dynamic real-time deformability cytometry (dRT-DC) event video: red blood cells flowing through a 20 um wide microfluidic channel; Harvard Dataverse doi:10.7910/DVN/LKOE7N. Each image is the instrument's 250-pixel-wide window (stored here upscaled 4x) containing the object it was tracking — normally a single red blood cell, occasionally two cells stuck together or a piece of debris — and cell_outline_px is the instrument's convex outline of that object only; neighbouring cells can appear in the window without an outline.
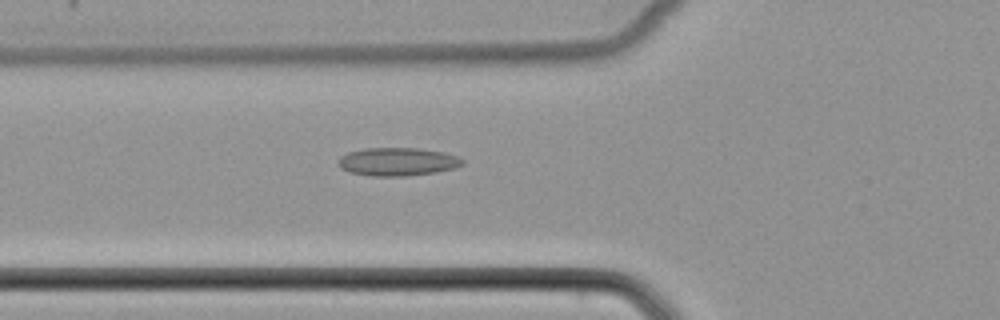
{"species": "common noctule bat (a hibernating species)", "species_latin": "Nyctalus noctula", "temperature_condition": "cold", "stored_images_in_passage": 51, "camera_frame_rate_fps": 3000, "um_per_image_px": 0.085, "animal": {"sex": "female", "body_mass_g": 22.7, "forearm_length_mm": 54.2}, "frame": {"image": 1, "passage_image": 19, "time_ms": 6.0, "image_size_px": [1000, 320], "cell_outline_px": [[464, 164], [456, 168], [436, 172], [404, 176], [372, 176], [348, 172], [340, 168], [336, 164], [340, 156], [348, 152], [364, 148], [420, 148], [444, 152], [456, 156], [464, 160]], "centroid_in_image_um": [33.77, 13.74], "position_along_channel_um": 92.0, "area_um2": 20.63}}
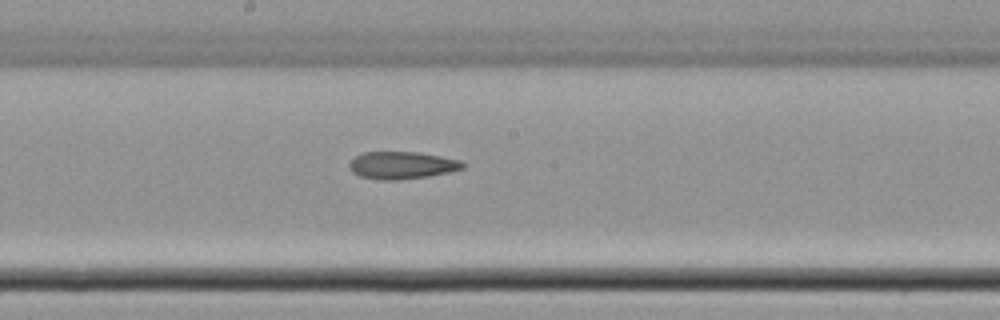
{"frame": {"image": 2, "passage_image": 28, "time_ms": 9.0, "image_size_px": [1000, 320], "cell_outline_px": [[464, 168], [448, 172], [428, 176], [396, 180], [380, 180], [360, 176], [352, 172], [348, 168], [348, 164], [356, 156], [364, 152], [420, 152], [460, 160], [464, 164]], "centroid_in_image_um": [34.13, 14.04], "position_along_channel_um": 214.1, "area_um2": 18.03}}
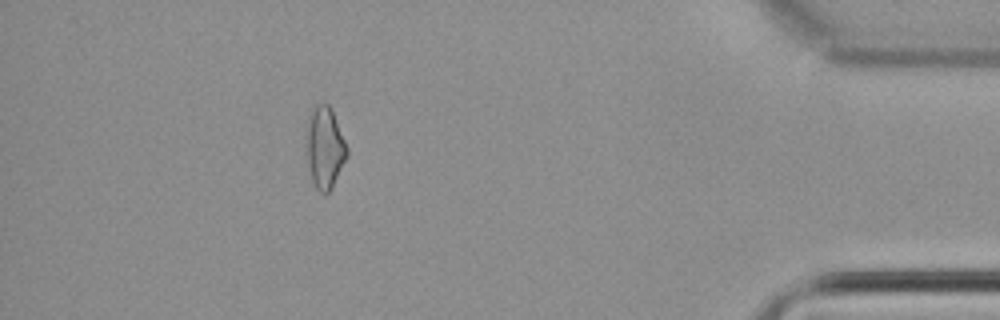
{"frame": {"image": 3, "passage_image": 46, "time_ms": 15.0, "image_size_px": [1000, 320], "cell_outline_px": [[348, 156], [332, 188], [324, 196], [316, 188], [312, 180], [308, 164], [304, 144], [308, 120], [312, 108], [316, 104], [324, 100], [332, 108], [348, 148]], "centroid_in_image_um": [27.6, 12.51], "position_along_channel_um": 407.6, "area_um2": 19.94}}